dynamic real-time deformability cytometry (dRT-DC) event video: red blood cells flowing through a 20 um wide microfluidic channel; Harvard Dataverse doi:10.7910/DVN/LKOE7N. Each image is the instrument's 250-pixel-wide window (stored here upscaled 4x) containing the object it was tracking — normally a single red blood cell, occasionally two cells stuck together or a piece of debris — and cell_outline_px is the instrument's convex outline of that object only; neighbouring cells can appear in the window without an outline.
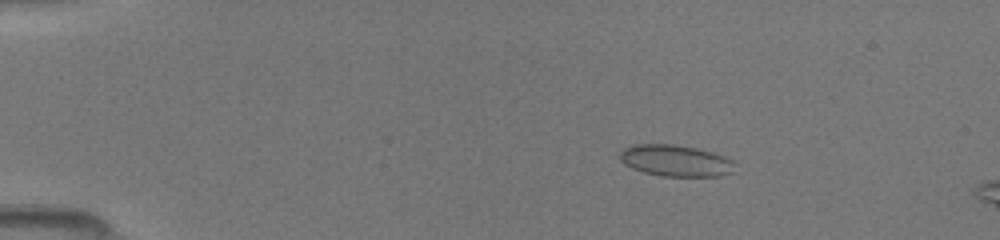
{"species": "common noctule bat (a hibernating species)", "species_latin": "Nyctalus noctula", "temperature_condition": "room temperature", "stored_images_in_passage": 8, "camera_frame_rate_fps": 3000, "um_per_image_px": 0.085, "animal": {"sex": "female", "body_mass_g": 19.5, "forearm_length_mm": 54.1}, "frame": {"image": 1, "passage_image": 3, "time_ms": 0.667, "image_size_px": [1000, 240], "cell_outline_px": [[736, 172], [720, 176], [660, 176], [644, 172], [632, 168], [624, 164], [620, 160], [620, 152], [624, 148], [632, 144], [672, 144], [696, 148], [712, 152], [724, 156], [732, 160]], "centroid_in_image_um": [57.43, 13.66], "position_along_channel_um": 27.6, "area_um2": 21.21}}